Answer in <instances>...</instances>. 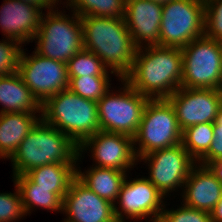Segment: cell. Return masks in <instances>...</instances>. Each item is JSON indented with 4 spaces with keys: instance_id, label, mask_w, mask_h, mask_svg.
Wrapping results in <instances>:
<instances>
[{
    "instance_id": "24",
    "label": "cell",
    "mask_w": 222,
    "mask_h": 222,
    "mask_svg": "<svg viewBox=\"0 0 222 222\" xmlns=\"http://www.w3.org/2000/svg\"><path fill=\"white\" fill-rule=\"evenodd\" d=\"M61 4L66 5L67 10L71 8V12H75L80 17L121 18L125 15V0H65Z\"/></svg>"
},
{
    "instance_id": "9",
    "label": "cell",
    "mask_w": 222,
    "mask_h": 222,
    "mask_svg": "<svg viewBox=\"0 0 222 222\" xmlns=\"http://www.w3.org/2000/svg\"><path fill=\"white\" fill-rule=\"evenodd\" d=\"M181 50V87L218 89L222 79V57L218 42L203 35Z\"/></svg>"
},
{
    "instance_id": "31",
    "label": "cell",
    "mask_w": 222,
    "mask_h": 222,
    "mask_svg": "<svg viewBox=\"0 0 222 222\" xmlns=\"http://www.w3.org/2000/svg\"><path fill=\"white\" fill-rule=\"evenodd\" d=\"M204 35L216 41L222 40V0H204Z\"/></svg>"
},
{
    "instance_id": "20",
    "label": "cell",
    "mask_w": 222,
    "mask_h": 222,
    "mask_svg": "<svg viewBox=\"0 0 222 222\" xmlns=\"http://www.w3.org/2000/svg\"><path fill=\"white\" fill-rule=\"evenodd\" d=\"M0 113L41 112V104L33 96L17 72L0 76Z\"/></svg>"
},
{
    "instance_id": "26",
    "label": "cell",
    "mask_w": 222,
    "mask_h": 222,
    "mask_svg": "<svg viewBox=\"0 0 222 222\" xmlns=\"http://www.w3.org/2000/svg\"><path fill=\"white\" fill-rule=\"evenodd\" d=\"M67 70L68 77L115 75L98 56L84 48L67 62Z\"/></svg>"
},
{
    "instance_id": "36",
    "label": "cell",
    "mask_w": 222,
    "mask_h": 222,
    "mask_svg": "<svg viewBox=\"0 0 222 222\" xmlns=\"http://www.w3.org/2000/svg\"><path fill=\"white\" fill-rule=\"evenodd\" d=\"M217 128H222V104L219 108L216 121L213 123Z\"/></svg>"
},
{
    "instance_id": "33",
    "label": "cell",
    "mask_w": 222,
    "mask_h": 222,
    "mask_svg": "<svg viewBox=\"0 0 222 222\" xmlns=\"http://www.w3.org/2000/svg\"><path fill=\"white\" fill-rule=\"evenodd\" d=\"M19 1L26 2L30 5L38 7L41 10L46 9L47 11L55 10V8L58 5V2L59 1L60 3L62 2V0H19Z\"/></svg>"
},
{
    "instance_id": "21",
    "label": "cell",
    "mask_w": 222,
    "mask_h": 222,
    "mask_svg": "<svg viewBox=\"0 0 222 222\" xmlns=\"http://www.w3.org/2000/svg\"><path fill=\"white\" fill-rule=\"evenodd\" d=\"M78 166L76 164V177L96 195L115 204L127 172L93 165L82 172Z\"/></svg>"
},
{
    "instance_id": "35",
    "label": "cell",
    "mask_w": 222,
    "mask_h": 222,
    "mask_svg": "<svg viewBox=\"0 0 222 222\" xmlns=\"http://www.w3.org/2000/svg\"><path fill=\"white\" fill-rule=\"evenodd\" d=\"M212 222H222V197L210 212Z\"/></svg>"
},
{
    "instance_id": "10",
    "label": "cell",
    "mask_w": 222,
    "mask_h": 222,
    "mask_svg": "<svg viewBox=\"0 0 222 222\" xmlns=\"http://www.w3.org/2000/svg\"><path fill=\"white\" fill-rule=\"evenodd\" d=\"M24 50L20 55L18 73L41 105L58 92L68 89L67 63L45 58L35 51L28 55Z\"/></svg>"
},
{
    "instance_id": "28",
    "label": "cell",
    "mask_w": 222,
    "mask_h": 222,
    "mask_svg": "<svg viewBox=\"0 0 222 222\" xmlns=\"http://www.w3.org/2000/svg\"><path fill=\"white\" fill-rule=\"evenodd\" d=\"M163 208L157 222H212L210 212L194 209L184 205L177 209Z\"/></svg>"
},
{
    "instance_id": "5",
    "label": "cell",
    "mask_w": 222,
    "mask_h": 222,
    "mask_svg": "<svg viewBox=\"0 0 222 222\" xmlns=\"http://www.w3.org/2000/svg\"><path fill=\"white\" fill-rule=\"evenodd\" d=\"M58 8L47 11L46 15L43 12L33 38L37 44L34 51L45 58L67 63L84 48L82 20L75 12L70 16Z\"/></svg>"
},
{
    "instance_id": "37",
    "label": "cell",
    "mask_w": 222,
    "mask_h": 222,
    "mask_svg": "<svg viewBox=\"0 0 222 222\" xmlns=\"http://www.w3.org/2000/svg\"><path fill=\"white\" fill-rule=\"evenodd\" d=\"M149 1L164 5V4H167L168 2L173 1V0H149Z\"/></svg>"
},
{
    "instance_id": "14",
    "label": "cell",
    "mask_w": 222,
    "mask_h": 222,
    "mask_svg": "<svg viewBox=\"0 0 222 222\" xmlns=\"http://www.w3.org/2000/svg\"><path fill=\"white\" fill-rule=\"evenodd\" d=\"M168 100L174 107L181 130L202 123H214L222 104L218 89L179 88Z\"/></svg>"
},
{
    "instance_id": "32",
    "label": "cell",
    "mask_w": 222,
    "mask_h": 222,
    "mask_svg": "<svg viewBox=\"0 0 222 222\" xmlns=\"http://www.w3.org/2000/svg\"><path fill=\"white\" fill-rule=\"evenodd\" d=\"M214 137L210 144L208 152L197 162L198 164L207 166L210 162H213L222 157V128H217L214 125L213 128Z\"/></svg>"
},
{
    "instance_id": "1",
    "label": "cell",
    "mask_w": 222,
    "mask_h": 222,
    "mask_svg": "<svg viewBox=\"0 0 222 222\" xmlns=\"http://www.w3.org/2000/svg\"><path fill=\"white\" fill-rule=\"evenodd\" d=\"M182 50L158 45L137 49L131 71L123 78L149 99H168L181 88Z\"/></svg>"
},
{
    "instance_id": "23",
    "label": "cell",
    "mask_w": 222,
    "mask_h": 222,
    "mask_svg": "<svg viewBox=\"0 0 222 222\" xmlns=\"http://www.w3.org/2000/svg\"><path fill=\"white\" fill-rule=\"evenodd\" d=\"M13 183L18 187L24 212L31 214L35 207L45 210L62 212L63 201L50 189L38 188V186L26 175L12 176Z\"/></svg>"
},
{
    "instance_id": "25",
    "label": "cell",
    "mask_w": 222,
    "mask_h": 222,
    "mask_svg": "<svg viewBox=\"0 0 222 222\" xmlns=\"http://www.w3.org/2000/svg\"><path fill=\"white\" fill-rule=\"evenodd\" d=\"M213 128V123H202L182 131L181 143L196 162L208 152L214 137Z\"/></svg>"
},
{
    "instance_id": "17",
    "label": "cell",
    "mask_w": 222,
    "mask_h": 222,
    "mask_svg": "<svg viewBox=\"0 0 222 222\" xmlns=\"http://www.w3.org/2000/svg\"><path fill=\"white\" fill-rule=\"evenodd\" d=\"M43 11L19 0H4L0 7V27L6 39L21 45L33 42L38 32Z\"/></svg>"
},
{
    "instance_id": "16",
    "label": "cell",
    "mask_w": 222,
    "mask_h": 222,
    "mask_svg": "<svg viewBox=\"0 0 222 222\" xmlns=\"http://www.w3.org/2000/svg\"><path fill=\"white\" fill-rule=\"evenodd\" d=\"M162 6L149 0H125L124 19L138 48L160 46Z\"/></svg>"
},
{
    "instance_id": "3",
    "label": "cell",
    "mask_w": 222,
    "mask_h": 222,
    "mask_svg": "<svg viewBox=\"0 0 222 222\" xmlns=\"http://www.w3.org/2000/svg\"><path fill=\"white\" fill-rule=\"evenodd\" d=\"M81 158L67 135L40 119L9 159L16 176L53 163L77 164Z\"/></svg>"
},
{
    "instance_id": "15",
    "label": "cell",
    "mask_w": 222,
    "mask_h": 222,
    "mask_svg": "<svg viewBox=\"0 0 222 222\" xmlns=\"http://www.w3.org/2000/svg\"><path fill=\"white\" fill-rule=\"evenodd\" d=\"M62 213L67 214L64 222H118L114 204L96 195L77 177L64 196Z\"/></svg>"
},
{
    "instance_id": "39",
    "label": "cell",
    "mask_w": 222,
    "mask_h": 222,
    "mask_svg": "<svg viewBox=\"0 0 222 222\" xmlns=\"http://www.w3.org/2000/svg\"><path fill=\"white\" fill-rule=\"evenodd\" d=\"M218 90H219V91H220V93L222 94V79H221L220 86L218 87Z\"/></svg>"
},
{
    "instance_id": "8",
    "label": "cell",
    "mask_w": 222,
    "mask_h": 222,
    "mask_svg": "<svg viewBox=\"0 0 222 222\" xmlns=\"http://www.w3.org/2000/svg\"><path fill=\"white\" fill-rule=\"evenodd\" d=\"M204 32V0H173L162 6L160 46L182 49Z\"/></svg>"
},
{
    "instance_id": "13",
    "label": "cell",
    "mask_w": 222,
    "mask_h": 222,
    "mask_svg": "<svg viewBox=\"0 0 222 222\" xmlns=\"http://www.w3.org/2000/svg\"><path fill=\"white\" fill-rule=\"evenodd\" d=\"M91 152L93 166L129 170L137 165L133 138L121 133L98 131L78 147V156Z\"/></svg>"
},
{
    "instance_id": "19",
    "label": "cell",
    "mask_w": 222,
    "mask_h": 222,
    "mask_svg": "<svg viewBox=\"0 0 222 222\" xmlns=\"http://www.w3.org/2000/svg\"><path fill=\"white\" fill-rule=\"evenodd\" d=\"M40 119L41 112L0 113V158L2 160L3 158L9 160Z\"/></svg>"
},
{
    "instance_id": "29",
    "label": "cell",
    "mask_w": 222,
    "mask_h": 222,
    "mask_svg": "<svg viewBox=\"0 0 222 222\" xmlns=\"http://www.w3.org/2000/svg\"><path fill=\"white\" fill-rule=\"evenodd\" d=\"M14 193H0V222H16L26 215L23 209L21 193L16 186Z\"/></svg>"
},
{
    "instance_id": "27",
    "label": "cell",
    "mask_w": 222,
    "mask_h": 222,
    "mask_svg": "<svg viewBox=\"0 0 222 222\" xmlns=\"http://www.w3.org/2000/svg\"><path fill=\"white\" fill-rule=\"evenodd\" d=\"M111 76L69 77L68 89L73 93L98 102L111 89Z\"/></svg>"
},
{
    "instance_id": "30",
    "label": "cell",
    "mask_w": 222,
    "mask_h": 222,
    "mask_svg": "<svg viewBox=\"0 0 222 222\" xmlns=\"http://www.w3.org/2000/svg\"><path fill=\"white\" fill-rule=\"evenodd\" d=\"M22 47V48H21ZM24 45L5 38L0 41V76L18 71L19 59Z\"/></svg>"
},
{
    "instance_id": "22",
    "label": "cell",
    "mask_w": 222,
    "mask_h": 222,
    "mask_svg": "<svg viewBox=\"0 0 222 222\" xmlns=\"http://www.w3.org/2000/svg\"><path fill=\"white\" fill-rule=\"evenodd\" d=\"M38 188L50 189L62 201L71 181L76 177V164L53 163L30 170L26 174Z\"/></svg>"
},
{
    "instance_id": "2",
    "label": "cell",
    "mask_w": 222,
    "mask_h": 222,
    "mask_svg": "<svg viewBox=\"0 0 222 222\" xmlns=\"http://www.w3.org/2000/svg\"><path fill=\"white\" fill-rule=\"evenodd\" d=\"M83 46L98 56L116 77L123 79L130 71L138 47L124 17L83 16Z\"/></svg>"
},
{
    "instance_id": "6",
    "label": "cell",
    "mask_w": 222,
    "mask_h": 222,
    "mask_svg": "<svg viewBox=\"0 0 222 222\" xmlns=\"http://www.w3.org/2000/svg\"><path fill=\"white\" fill-rule=\"evenodd\" d=\"M181 142L182 130L170 101L149 99L137 133L133 137L137 159L151 152L181 144Z\"/></svg>"
},
{
    "instance_id": "34",
    "label": "cell",
    "mask_w": 222,
    "mask_h": 222,
    "mask_svg": "<svg viewBox=\"0 0 222 222\" xmlns=\"http://www.w3.org/2000/svg\"><path fill=\"white\" fill-rule=\"evenodd\" d=\"M207 166L210 168V170L215 174L216 178L222 184V157L213 162H210Z\"/></svg>"
},
{
    "instance_id": "7",
    "label": "cell",
    "mask_w": 222,
    "mask_h": 222,
    "mask_svg": "<svg viewBox=\"0 0 222 222\" xmlns=\"http://www.w3.org/2000/svg\"><path fill=\"white\" fill-rule=\"evenodd\" d=\"M120 81L123 88L116 90L117 93L109 89L97 102L100 130L133 138L149 98L134 90L124 79Z\"/></svg>"
},
{
    "instance_id": "4",
    "label": "cell",
    "mask_w": 222,
    "mask_h": 222,
    "mask_svg": "<svg viewBox=\"0 0 222 222\" xmlns=\"http://www.w3.org/2000/svg\"><path fill=\"white\" fill-rule=\"evenodd\" d=\"M41 119L67 135L78 147L101 131L97 102L69 89L58 92L41 105Z\"/></svg>"
},
{
    "instance_id": "12",
    "label": "cell",
    "mask_w": 222,
    "mask_h": 222,
    "mask_svg": "<svg viewBox=\"0 0 222 222\" xmlns=\"http://www.w3.org/2000/svg\"><path fill=\"white\" fill-rule=\"evenodd\" d=\"M128 176L129 174L126 176L114 204L117 221L128 222L126 219L137 221L148 218V222H157L165 203H167L164 201L165 197L147 177L128 180Z\"/></svg>"
},
{
    "instance_id": "11",
    "label": "cell",
    "mask_w": 222,
    "mask_h": 222,
    "mask_svg": "<svg viewBox=\"0 0 222 222\" xmlns=\"http://www.w3.org/2000/svg\"><path fill=\"white\" fill-rule=\"evenodd\" d=\"M148 165V180L167 198L170 193L183 189L184 183L197 163L182 143L151 152L138 159Z\"/></svg>"
},
{
    "instance_id": "18",
    "label": "cell",
    "mask_w": 222,
    "mask_h": 222,
    "mask_svg": "<svg viewBox=\"0 0 222 222\" xmlns=\"http://www.w3.org/2000/svg\"><path fill=\"white\" fill-rule=\"evenodd\" d=\"M180 196L184 205L211 212L222 197V184L208 166L196 163Z\"/></svg>"
},
{
    "instance_id": "38",
    "label": "cell",
    "mask_w": 222,
    "mask_h": 222,
    "mask_svg": "<svg viewBox=\"0 0 222 222\" xmlns=\"http://www.w3.org/2000/svg\"><path fill=\"white\" fill-rule=\"evenodd\" d=\"M217 42H218V44H219L220 51H221V57H222V40L217 41Z\"/></svg>"
}]
</instances>
